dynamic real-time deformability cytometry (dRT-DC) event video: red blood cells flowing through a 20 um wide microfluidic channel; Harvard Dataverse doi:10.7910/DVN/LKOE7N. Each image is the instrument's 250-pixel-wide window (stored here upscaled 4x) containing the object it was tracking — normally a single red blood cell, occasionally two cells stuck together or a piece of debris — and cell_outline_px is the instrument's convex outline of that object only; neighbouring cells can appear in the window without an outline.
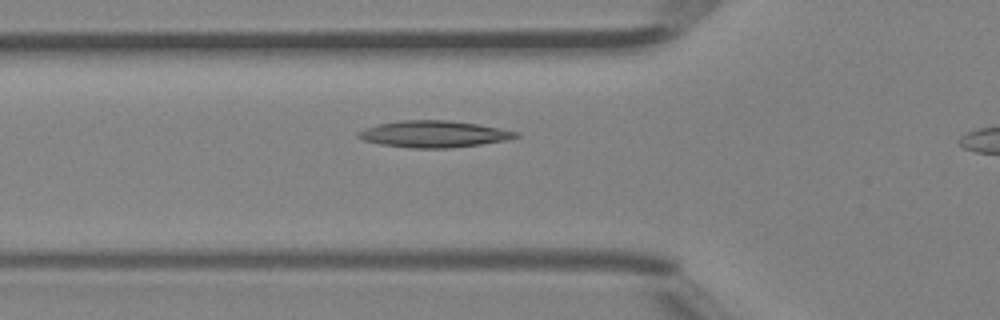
{"species": "Egyptian fruit bat (a non-hibernating species)", "species_latin": "Rousettus aegyptiacus", "temperature_condition": "room temperature", "stored_images_in_passage": 4, "camera_frame_rate_fps": 3000, "um_per_image_px": 0.085, "animal": {"sex": "female"}, "frame": {"image": 1, "passage_image": 3, "time_ms": 0.667, "image_size_px": [1000, 320], "cell_outline_px": [[520, 136], [508, 140], [452, 148], [412, 148], [380, 144], [364, 140], [356, 136], [356, 132], [364, 128], [380, 124], [400, 120], [448, 120], [476, 124], [500, 128], [520, 132]], "centroid_in_image_um": [36.89, 11.39], "position_along_channel_um": 88.9, "area_um2": 24.51}}